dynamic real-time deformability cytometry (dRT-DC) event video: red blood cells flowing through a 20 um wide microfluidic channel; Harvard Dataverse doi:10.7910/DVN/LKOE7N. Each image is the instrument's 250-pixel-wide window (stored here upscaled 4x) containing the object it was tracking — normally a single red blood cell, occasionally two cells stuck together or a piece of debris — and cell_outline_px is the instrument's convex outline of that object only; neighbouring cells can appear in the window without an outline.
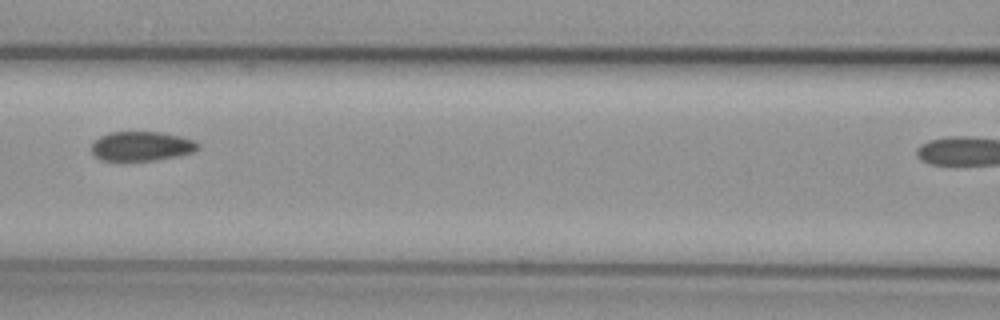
{"species": "common noctule bat (a hibernating species)", "species_latin": "Nyctalus noctula", "temperature_condition": "cold", "stored_images_in_passage": 7, "segment_of_instrument_passage": [1, 2], "camera_frame_rate_fps": 3000, "um_per_image_px": 0.085, "animal": {"sex": "female", "body_mass_g": 29.2, "forearm_length_mm": 56.3}, "frame": {"image": 1, "passage_image": 6, "time_ms": 6.0, "image_size_px": [1000, 320], "cell_outline_px": [[200, 148], [192, 152], [176, 156], [152, 160], [100, 160], [92, 156], [92, 144], [100, 136], [108, 132], [160, 132], [180, 136], [192, 140], [200, 144]], "centroid_in_image_um": [12.0, 12.42], "position_along_channel_um": 154.6, "area_um2": 18.15}}